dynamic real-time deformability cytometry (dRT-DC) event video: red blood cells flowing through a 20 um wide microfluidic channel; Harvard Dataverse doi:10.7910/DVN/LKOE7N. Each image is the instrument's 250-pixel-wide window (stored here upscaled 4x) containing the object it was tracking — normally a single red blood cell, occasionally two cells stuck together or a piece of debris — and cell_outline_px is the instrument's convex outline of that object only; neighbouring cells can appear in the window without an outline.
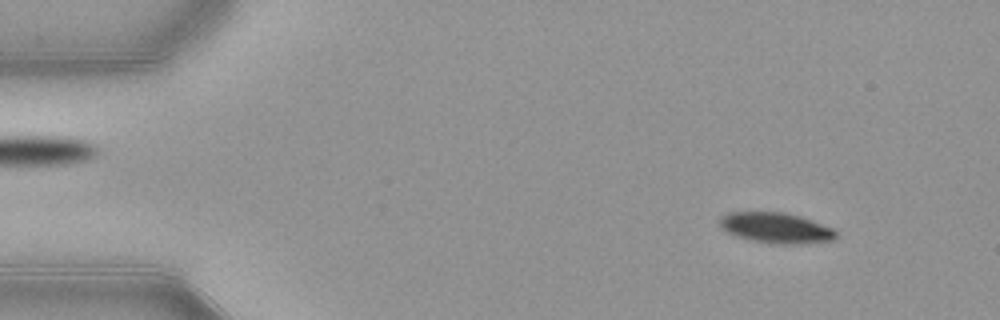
{"species": "common noctule bat (a hibernating species)", "species_latin": "Nyctalus noctula", "temperature_condition": "warm", "stored_images_in_passage": 52, "camera_frame_rate_fps": 3000, "um_per_image_px": 0.085, "animal": {"sex": "female", "body_mass_g": 21.9}, "frame": {"image": 1, "passage_image": 5, "time_ms": 1.333, "image_size_px": [1000, 320], "cell_outline_px": [[836, 236], [832, 240], [800, 244], [784, 244], [756, 240], [740, 236], [728, 232], [720, 228], [720, 216], [728, 212], [784, 212], [800, 216], [812, 220], [832, 228], [836, 232]], "centroid_in_image_um": [65.96, 19.35], "position_along_channel_um": 19.0, "area_um2": 20.29}}
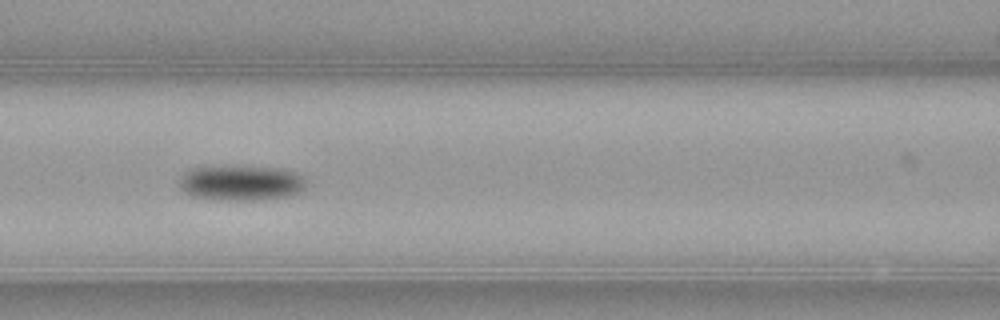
{"frame": {"image": 2, "passage_image": 22, "time_ms": 7.0, "image_size_px": [1000, 320], "cell_outline_px": [[308, 184], [300, 192], [288, 196], [264, 200], [228, 200], [192, 196], [180, 188], [180, 176], [188, 168], [244, 164], [280, 168], [300, 172], [308, 180]], "centroid_in_image_um": [20.56, 15.5], "position_along_channel_um": 146.0, "area_um2": 27.17}}
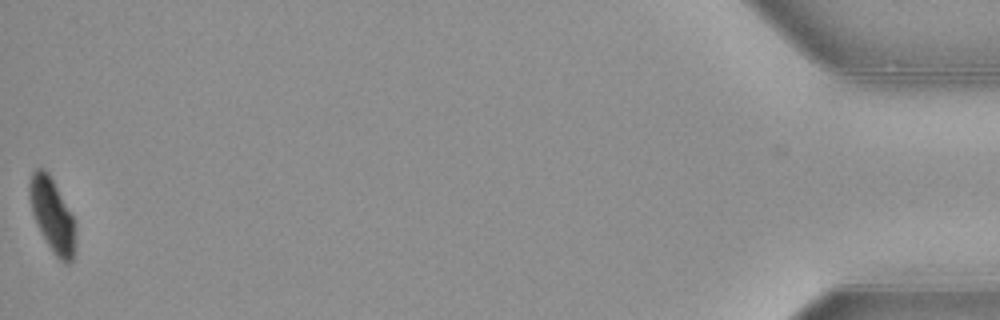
{"frame": {"image": 3, "passage_image": 52, "time_ms": 17.0, "image_size_px": [1000, 320], "cell_outline_px": [[76, 248], [72, 260], [68, 264], [60, 260], [56, 256], [48, 244], [32, 212], [28, 196], [28, 184], [32, 172], [36, 168], [44, 168], [48, 172], [76, 220]], "centroid_in_image_um": [4.47, 18.27], "position_along_channel_um": 430.7, "area_um2": 19.88}, "authors_computed_cell_mechanics": {"area_um2": 22.9755, "velocity_mm_per_s": 3.889, "shape_relaxation_time_tau1_ms": 2.3197, "shape_relaxation_time_tau2_ms": null, "deformation_change_tau1": 0.1213, "deformation_change_tau2": null}}